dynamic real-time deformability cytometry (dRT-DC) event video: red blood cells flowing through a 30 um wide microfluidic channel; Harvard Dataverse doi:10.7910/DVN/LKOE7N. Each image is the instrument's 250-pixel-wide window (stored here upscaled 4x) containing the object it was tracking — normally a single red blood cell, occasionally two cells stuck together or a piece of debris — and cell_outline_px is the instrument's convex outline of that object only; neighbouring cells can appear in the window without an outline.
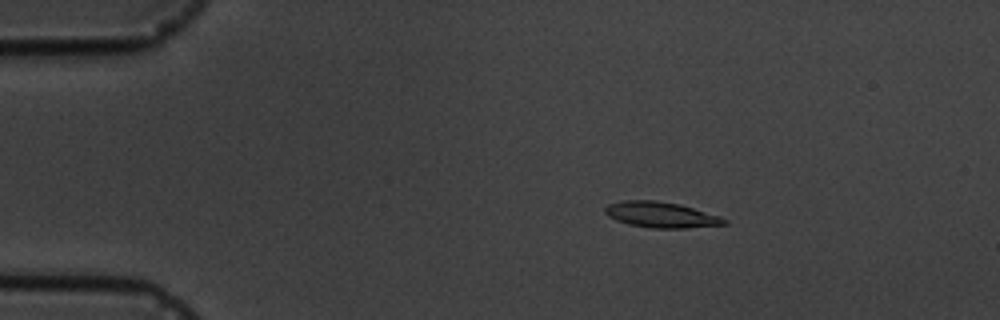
{"species": "common noctule bat (a hibernating species)", "species_latin": "Nyctalus noctula", "temperature_condition": "cold", "stored_images_in_passage": 5, "camera_frame_rate_fps": 3000, "um_per_image_px": 0.085, "animal": {"sex": "male", "body_mass_g": 19.5, "forearm_length_mm": 54.6}, "frame": {"image": 1, "passage_image": 3, "time_ms": 2.0, "image_size_px": [1000, 320], "cell_outline_px": [[728, 224], [688, 228], [652, 228], [628, 224], [616, 220], [608, 216], [604, 212], [604, 208], [608, 204], [624, 200], [656, 200], [680, 204], [720, 216], [728, 220]], "centroid_in_image_um": [56.19, 18.25], "position_along_channel_um": 28.8, "area_um2": 17.98}}